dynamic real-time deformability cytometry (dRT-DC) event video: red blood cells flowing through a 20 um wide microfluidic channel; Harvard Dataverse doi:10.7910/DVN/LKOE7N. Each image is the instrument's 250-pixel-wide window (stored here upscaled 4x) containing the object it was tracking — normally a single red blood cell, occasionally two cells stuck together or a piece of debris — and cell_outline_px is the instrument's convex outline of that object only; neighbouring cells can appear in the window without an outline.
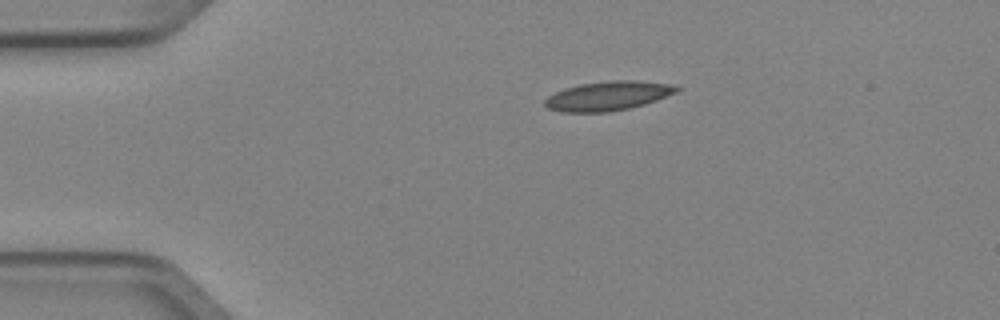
{"species": "Egyptian fruit bat (a non-hibernating species)", "species_latin": "Rousettus aegyptiacus", "temperature_condition": "cold", "stored_images_in_passage": 2, "camera_frame_rate_fps": 3000, "um_per_image_px": 0.085, "animal": {"sex": "female"}, "frame": {"image": 1, "passage_image": 1, "time_ms": 0.0, "image_size_px": [1000, 320], "cell_outline_px": [[684, 88], [676, 92], [656, 100], [644, 104], [628, 108], [608, 112], [560, 112], [548, 108], [544, 104], [544, 100], [548, 96], [564, 88], [580, 84], [608, 80], [636, 80], [676, 84]], "centroid_in_image_um": [51.71, 8.13], "position_along_channel_um": 33.3, "area_um2": 22.66}}